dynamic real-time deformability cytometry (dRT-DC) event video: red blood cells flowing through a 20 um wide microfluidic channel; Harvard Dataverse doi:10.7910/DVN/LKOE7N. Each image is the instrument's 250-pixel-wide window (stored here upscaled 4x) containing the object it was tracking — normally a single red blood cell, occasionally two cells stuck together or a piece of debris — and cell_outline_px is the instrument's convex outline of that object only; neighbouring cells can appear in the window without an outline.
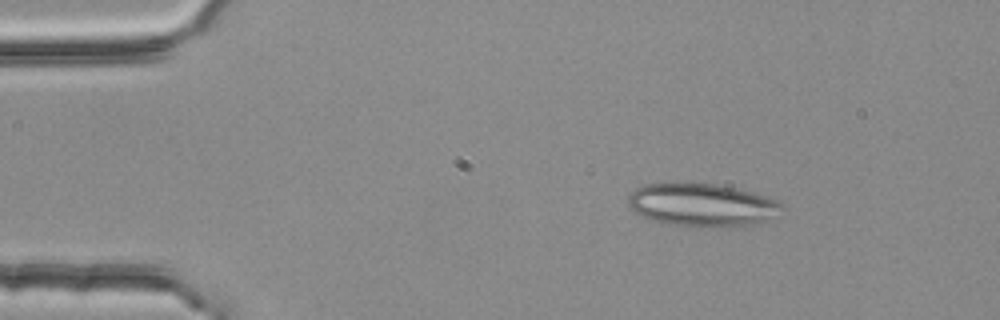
{"species": "common noctule bat (a hibernating species)", "species_latin": "Nyctalus noctula", "temperature_condition": "room temperature", "stored_images_in_passage": 3, "camera_frame_rate_fps": 3000, "um_per_image_px": 0.085, "animal": {"sex": "female", "body_mass_g": 25.1}, "frame": {"image": 1, "passage_image": 2, "time_ms": 0.333, "image_size_px": [1000, 320], "cell_outline_px": [[784, 208], [768, 220], [760, 224], [724, 228], [700, 228], [668, 224], [652, 220], [636, 212], [628, 204], [628, 196], [636, 188], [644, 184], [720, 184], [752, 192], [776, 200]], "centroid_in_image_um": [59.71, 17.46], "position_along_channel_um": 25.3, "area_um2": 38.67}}